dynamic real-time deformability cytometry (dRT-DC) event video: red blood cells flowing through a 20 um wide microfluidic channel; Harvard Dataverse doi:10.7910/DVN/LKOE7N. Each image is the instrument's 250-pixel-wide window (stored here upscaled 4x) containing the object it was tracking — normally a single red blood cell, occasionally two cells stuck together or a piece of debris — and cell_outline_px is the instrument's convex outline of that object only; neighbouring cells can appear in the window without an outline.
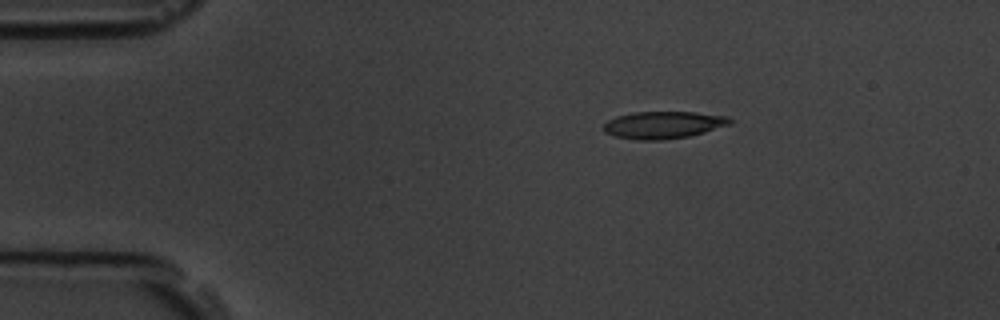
{"species": "common noctule bat (a hibernating species)", "species_latin": "Nyctalus noctula", "temperature_condition": "room temperature", "stored_images_in_passage": 4, "camera_frame_rate_fps": 3000, "um_per_image_px": 0.085, "animal": {"sex": "male", "body_mass_g": 19.5, "forearm_length_mm": 54.6}, "frame": {"image": 1, "passage_image": 2, "time_ms": 2.0, "image_size_px": [1000, 320], "cell_outline_px": [[732, 124], [704, 132], [688, 136], [660, 140], [636, 140], [616, 136], [604, 132], [604, 124], [608, 120], [616, 116], [632, 112], [696, 112], [728, 116], [732, 120]], "centroid_in_image_um": [56.39, 10.61], "position_along_channel_um": 28.6, "area_um2": 20.06}}